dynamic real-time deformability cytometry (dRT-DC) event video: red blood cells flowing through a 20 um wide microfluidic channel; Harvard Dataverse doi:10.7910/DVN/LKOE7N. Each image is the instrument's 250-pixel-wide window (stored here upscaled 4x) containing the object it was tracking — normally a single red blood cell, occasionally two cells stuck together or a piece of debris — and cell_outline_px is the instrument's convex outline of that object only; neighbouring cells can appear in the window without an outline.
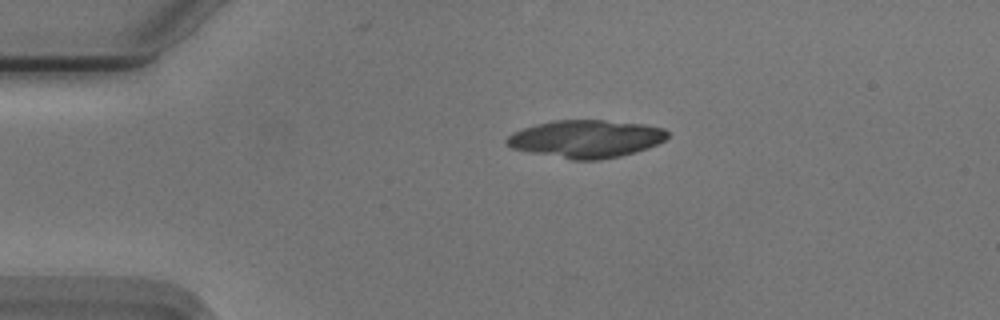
{"species": "Egyptian fruit bat (a non-hibernating species)", "species_latin": "Rousettus aegyptiacus", "temperature_condition": "cold", "stored_images_in_passage": 31, "camera_frame_rate_fps": 3000, "um_per_image_px": 0.085, "animal": {"sex": "male"}, "frame": {"image": 1, "passage_image": 1, "time_ms": 0.0, "image_size_px": [1000, 320], "cell_outline_px": [[668, 136], [664, 140], [648, 148], [636, 152], [620, 156], [600, 160], [572, 160], [512, 148], [504, 140], [512, 132], [536, 124], [552, 120], [604, 120], [644, 124], [664, 128], [668, 132]], "centroid_in_image_um": [49.83, 11.8], "position_along_channel_um": 35.2, "area_um2": 35.26}}
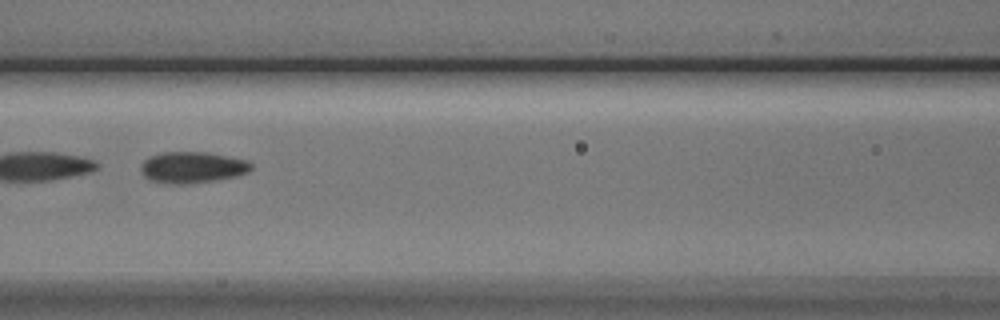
{"frame": {"image": 2, "passage_image": 14, "time_ms": 4.333, "image_size_px": [1000, 320], "cell_outline_px": [[252, 168], [248, 172], [236, 176], [216, 180], [188, 184], [168, 184], [148, 180], [140, 172], [140, 164], [148, 156], [164, 152], [208, 152], [248, 160], [252, 164]], "centroid_in_image_um": [16.31, 14.23], "position_along_channel_um": 150.3, "area_um2": 20.46}}
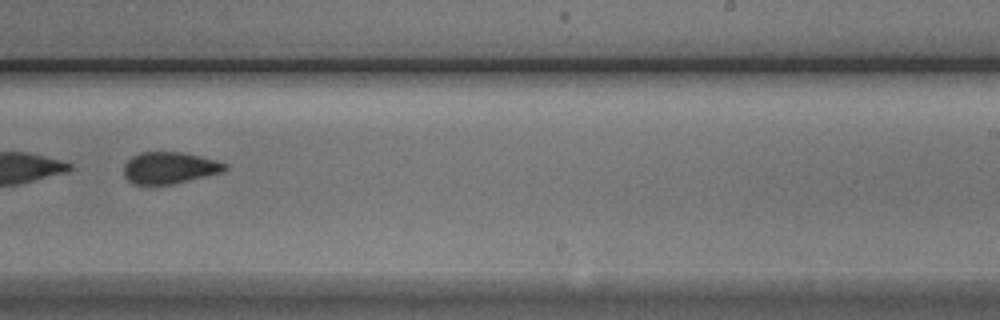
{"frame": {"image": 3, "passage_image": 24, "time_ms": 7.667, "image_size_px": [1000, 320], "cell_outline_px": [[228, 168], [224, 172], [172, 184], [132, 184], [124, 176], [124, 164], [132, 156], [140, 152], [184, 152], [216, 160], [228, 164]], "centroid_in_image_um": [14.43, 14.26], "position_along_channel_um": 274.6, "area_um2": 18.79}}